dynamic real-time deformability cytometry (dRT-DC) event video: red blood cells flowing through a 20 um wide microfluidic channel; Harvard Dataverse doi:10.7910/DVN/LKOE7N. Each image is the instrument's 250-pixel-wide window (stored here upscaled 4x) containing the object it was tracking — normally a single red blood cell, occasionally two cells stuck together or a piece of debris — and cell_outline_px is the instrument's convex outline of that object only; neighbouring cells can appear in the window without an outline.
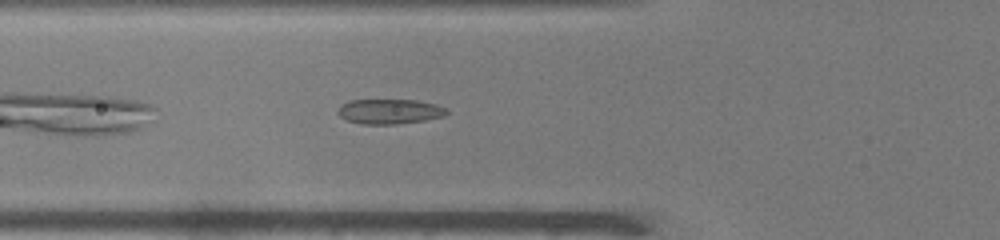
{"species": "common noctule bat (a hibernating species)", "species_latin": "Nyctalus noctula", "temperature_condition": "warm", "stored_images_in_passage": 33, "camera_frame_rate_fps": 3000, "um_per_image_px": 0.085, "animal": {"sex": "male", "body_mass_g": 19.0, "forearm_length_mm": 50.8}, "frame": {"image": 1, "passage_image": 6, "time_ms": 1.667, "image_size_px": [1000, 240], "cell_outline_px": [[448, 112], [444, 116], [424, 120], [396, 124], [360, 124], [348, 120], [340, 116], [336, 112], [340, 104], [348, 100], [416, 100], [436, 104], [448, 108]], "centroid_in_image_um": [33.1, 9.47], "position_along_channel_um": 92.7, "area_um2": 15.9}}
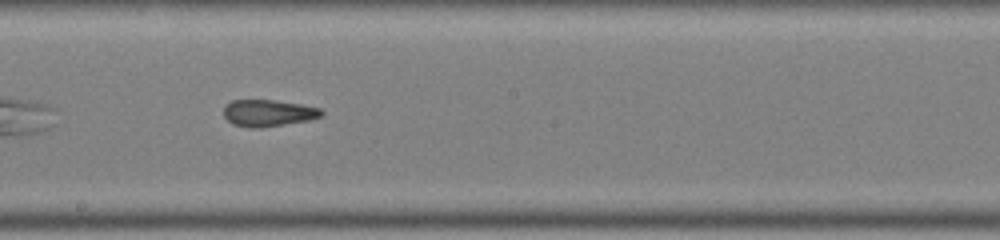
{"frame": {"image": 2, "passage_image": 16, "time_ms": 5.0, "image_size_px": [1000, 240], "cell_outline_px": [[324, 112], [320, 116], [308, 120], [260, 128], [252, 128], [232, 124], [224, 116], [224, 108], [232, 100], [276, 100], [300, 104], [320, 108]], "centroid_in_image_um": [22.79, 9.6], "position_along_channel_um": 225.4, "area_um2": 15.09}}
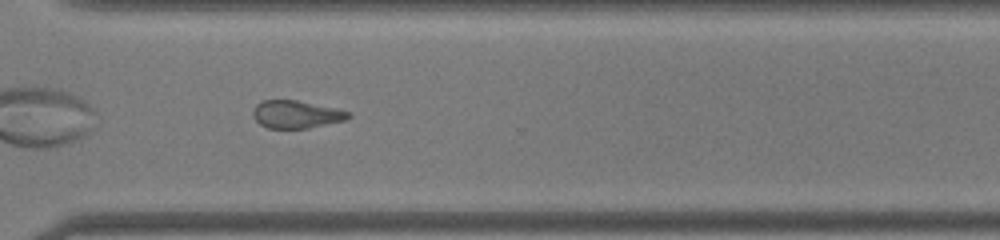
{"frame": {"image": 3, "passage_image": 25, "time_ms": 8.0, "image_size_px": [1000, 240], "cell_outline_px": [[352, 116], [348, 120], [308, 128], [268, 128], [260, 124], [252, 116], [252, 112], [256, 104], [264, 100], [296, 100], [336, 108], [352, 112]], "centroid_in_image_um": [25.22, 9.72], "position_along_channel_um": 345.4, "area_um2": 15.55}, "authors_computed_cell_mechanics": {"area_um2": 15.5482, "velocity_mm_per_s": 3.9877, "shape_relaxation_time_tau1_ms": null, "shape_relaxation_time_tau2_ms": 3.5537, "deformation_change_tau1": null, "deformation_change_tau2": 0.0996}}